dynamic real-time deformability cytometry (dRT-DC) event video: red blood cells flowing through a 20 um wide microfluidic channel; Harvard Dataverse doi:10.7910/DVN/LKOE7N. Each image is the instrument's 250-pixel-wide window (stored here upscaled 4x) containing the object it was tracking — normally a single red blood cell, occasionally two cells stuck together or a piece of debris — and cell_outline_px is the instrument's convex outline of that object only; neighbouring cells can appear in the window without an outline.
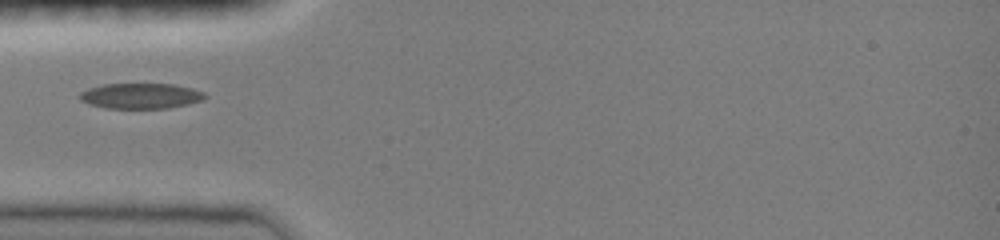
{"species": "common noctule bat (a hibernating species)", "species_latin": "Nyctalus noctula", "temperature_condition": "room temperature", "stored_images_in_passage": 8, "camera_frame_rate_fps": 3000, "um_per_image_px": 0.085, "animal": {"sex": "female", "body_mass_g": 19.0, "forearm_length_mm": 51.5}, "frame": {"image": 1, "passage_image": 2, "time_ms": 0.333, "image_size_px": [1000, 240], "cell_outline_px": [[208, 96], [204, 100], [188, 104], [168, 108], [104, 108], [88, 104], [80, 100], [76, 96], [80, 92], [88, 88], [104, 84], [172, 84], [192, 88], [204, 92]], "centroid_in_image_um": [11.94, 8.15], "position_along_channel_um": 73.1, "area_um2": 18.79}}
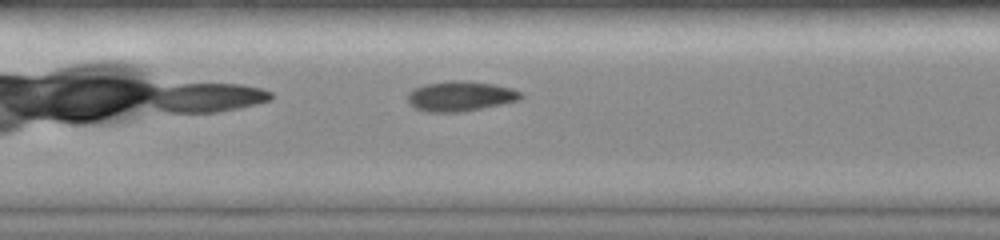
{"frame": {"image": 2, "passage_image": 6, "time_ms": 1.667, "image_size_px": [1000, 240], "cell_outline_px": [[524, 96], [520, 100], [464, 112], [428, 112], [416, 108], [408, 104], [408, 92], [412, 88], [424, 84], [452, 80], [468, 80], [492, 84], [512, 88], [524, 92]], "centroid_in_image_um": [39.14, 8.17], "position_along_channel_um": 168.3, "area_um2": 20.17}}
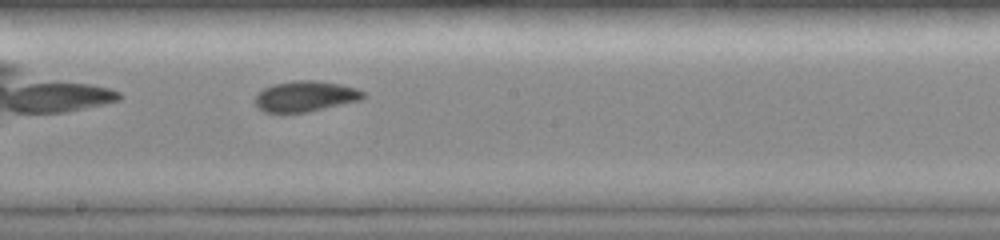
{"frame": {"image": 3, "passage_image": 8, "time_ms": 2.333, "image_size_px": [1000, 240], "cell_outline_px": [[364, 96], [360, 100], [308, 112], [264, 112], [256, 108], [252, 100], [264, 88], [272, 84], [292, 80], [312, 80], [340, 84], [356, 88], [364, 92]], "centroid_in_image_um": [25.89, 8.18], "position_along_channel_um": 222.3, "area_um2": 19.36}}